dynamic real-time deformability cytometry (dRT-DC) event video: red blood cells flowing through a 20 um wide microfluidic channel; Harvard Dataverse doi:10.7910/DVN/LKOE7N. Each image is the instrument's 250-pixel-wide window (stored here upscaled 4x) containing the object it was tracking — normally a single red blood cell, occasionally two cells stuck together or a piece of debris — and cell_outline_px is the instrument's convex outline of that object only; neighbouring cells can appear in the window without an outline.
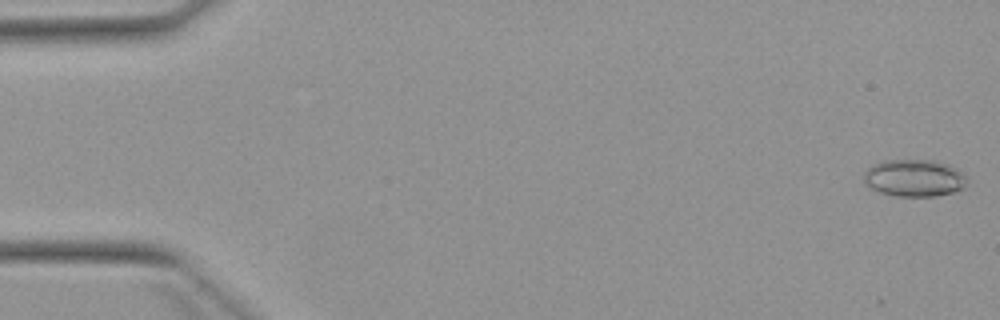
{"species": "Egyptian fruit bat (a non-hibernating species)", "species_latin": "Rousettus aegyptiacus", "temperature_condition": "warm", "stored_images_in_passage": 5, "camera_frame_rate_fps": 3000, "um_per_image_px": 0.085, "animal": {"sex": "female"}, "frame": {"image": 1, "passage_image": 1, "time_ms": 0.0, "image_size_px": [1000, 320], "cell_outline_px": [[964, 188], [952, 192], [936, 196], [896, 196], [880, 192], [864, 184], [864, 172], [868, 168], [884, 160], [932, 160], [948, 164], [956, 168], [964, 176]], "centroid_in_image_um": [77.68, 15.13], "position_along_channel_um": 7.3, "area_um2": 22.08}}